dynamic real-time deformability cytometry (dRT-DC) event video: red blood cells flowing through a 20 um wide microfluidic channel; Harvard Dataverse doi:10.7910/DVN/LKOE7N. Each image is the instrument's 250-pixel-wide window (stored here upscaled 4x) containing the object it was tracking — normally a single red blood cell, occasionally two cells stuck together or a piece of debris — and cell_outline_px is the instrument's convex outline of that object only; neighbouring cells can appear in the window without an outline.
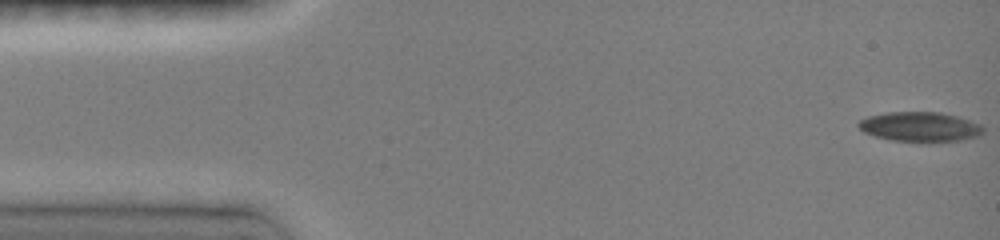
{"species": "common noctule bat (a hibernating species)", "species_latin": "Nyctalus noctula", "temperature_condition": "room temperature", "stored_images_in_passage": 22, "camera_frame_rate_fps": 3000, "um_per_image_px": 0.085, "animal": {"sex": "female", "body_mass_g": 19.0, "forearm_length_mm": 51.5}, "frame": {"image": 1, "passage_image": 1, "time_ms": 0.0, "image_size_px": [1000, 240], "cell_outline_px": [[984, 132], [976, 136], [956, 140], [892, 140], [876, 136], [864, 132], [856, 124], [860, 120], [868, 116], [884, 112], [940, 112], [956, 116], [980, 124], [984, 128]], "centroid_in_image_um": [78.15, 10.74], "position_along_channel_um": 6.8, "area_um2": 20.92}}
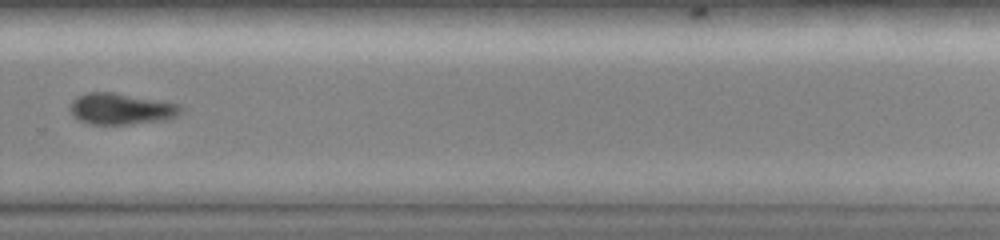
{"frame": {"image": 2, "passage_image": 17, "time_ms": 10.667, "image_size_px": [1000, 240], "cell_outline_px": [[184, 112], [176, 116], [160, 120], [128, 124], [88, 124], [80, 120], [72, 112], [72, 100], [88, 92], [112, 92], [180, 104], [184, 108]], "centroid_in_image_um": [10.35, 9.25], "position_along_channel_um": 319.5, "area_um2": 19.77}}
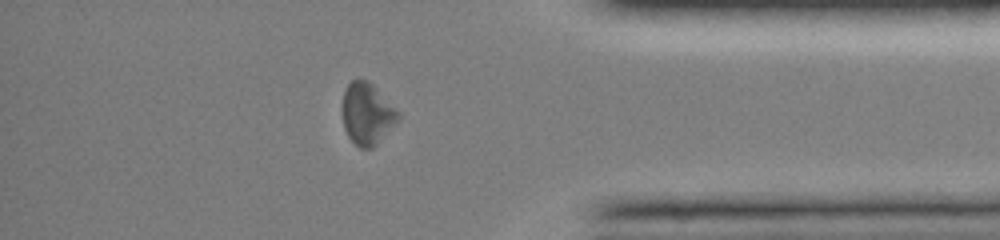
{"frame": {"image": 3, "passage_image": 20, "time_ms": 13.0, "image_size_px": [1000, 240], "cell_outline_px": [[400, 120], [372, 148], [360, 148], [348, 136], [344, 128], [340, 108], [344, 88], [352, 80], [368, 80], [400, 112]], "centroid_in_image_um": [31.18, 9.66], "position_along_channel_um": 404.0, "area_um2": 20.35}}